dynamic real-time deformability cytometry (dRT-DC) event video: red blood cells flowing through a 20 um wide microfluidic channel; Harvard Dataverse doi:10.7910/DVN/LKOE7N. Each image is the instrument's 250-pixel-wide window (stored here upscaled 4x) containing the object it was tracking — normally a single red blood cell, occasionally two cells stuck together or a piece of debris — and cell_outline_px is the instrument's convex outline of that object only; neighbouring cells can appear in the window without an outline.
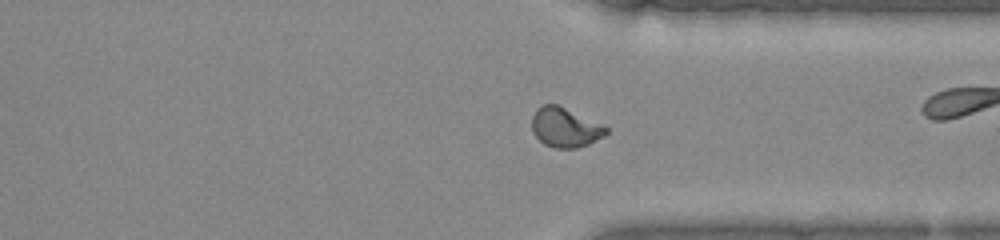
{"species": "common noctule bat (a hibernating species)", "species_latin": "Nyctalus noctula", "temperature_condition": "warm", "stored_images_in_passage": 34, "camera_frame_rate_fps": 3000, "um_per_image_px": 0.085, "animal": {"sex": "female", "body_mass_g": 22.0, "forearm_length_mm": 56.7}, "frame": {"image": 1, "passage_image": 20, "time_ms": 6.333, "image_size_px": [1000, 240], "cell_outline_px": [[608, 132], [604, 136], [588, 144], [576, 148], [556, 148], [544, 144], [532, 132], [532, 116], [536, 108], [544, 104], [556, 104], [604, 124], [608, 128]], "centroid_in_image_um": [48.04, 10.82], "position_along_channel_um": 363.4, "area_um2": 17.17}, "authors_computed_cell_mechanics": {"area_um2": 16.8487, "velocity_mm_per_s": 3.9111, "shape_relaxation_time_tau1_ms": 2.3853, "shape_relaxation_time_tau2_ms": null, "deformation_change_tau1": 0.1625, "deformation_change_tau2": null}}